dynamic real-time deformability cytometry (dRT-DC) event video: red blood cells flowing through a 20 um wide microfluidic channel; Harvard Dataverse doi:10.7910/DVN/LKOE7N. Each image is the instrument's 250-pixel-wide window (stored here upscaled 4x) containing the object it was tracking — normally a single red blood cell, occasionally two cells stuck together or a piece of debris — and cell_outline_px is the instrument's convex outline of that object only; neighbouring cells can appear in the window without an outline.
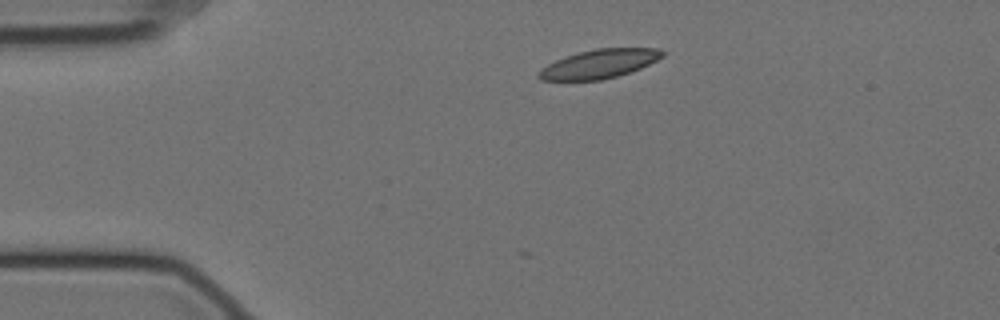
{"species": "Egyptian fruit bat (a non-hibernating species)", "species_latin": "Rousettus aegyptiacus", "temperature_condition": "cold", "stored_images_in_passage": 4, "camera_frame_rate_fps": 3000, "um_per_image_px": 0.085, "animal": {"sex": "female"}, "frame": {"image": 1, "passage_image": 1, "time_ms": 0.0, "image_size_px": [1000, 320], "cell_outline_px": [[664, 56], [640, 68], [616, 76], [600, 80], [540, 80], [536, 76], [536, 72], [548, 64], [564, 56], [596, 48], [656, 48], [664, 52]], "centroid_in_image_um": [50.89, 5.43], "position_along_channel_um": 34.1, "area_um2": 20.63}}